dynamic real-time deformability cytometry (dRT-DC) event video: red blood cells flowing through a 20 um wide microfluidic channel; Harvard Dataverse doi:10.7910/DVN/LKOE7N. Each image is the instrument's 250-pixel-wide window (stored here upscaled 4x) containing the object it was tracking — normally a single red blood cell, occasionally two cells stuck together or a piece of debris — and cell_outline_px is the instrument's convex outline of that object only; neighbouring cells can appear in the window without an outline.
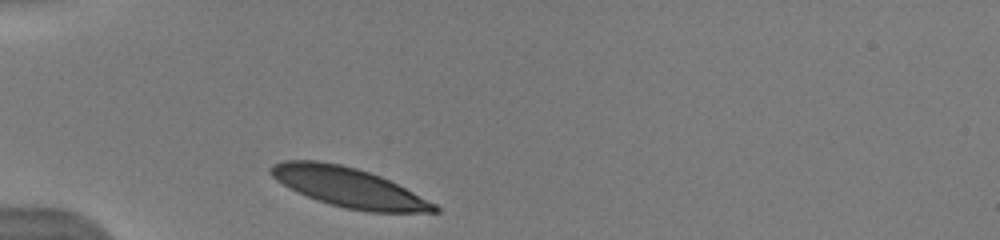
{"species": "human", "species_latin": "Homo sapiens", "temperature_condition": "warm", "stored_images_in_passage": 35, "camera_frame_rate_fps": 3000, "um_per_image_px": 0.085, "donor": {"sex": "male"}, "frame": {"image": 1, "passage_image": 1, "time_ms": 0.0, "image_size_px": [1000, 240], "cell_outline_px": [[440, 212], [368, 212], [344, 208], [316, 200], [276, 180], [268, 172], [268, 168], [272, 164], [284, 160], [316, 160], [340, 164], [356, 168], [380, 176], [436, 204], [440, 208]], "centroid_in_image_um": [29.61, 15.92], "position_along_channel_um": 55.4, "area_um2": 37.28}, "authors_computed_cell_mechanics": {"area_um2": 37.8012, "velocity_mm_per_s": 3.9509, "shape_relaxation_time_tau1_ms": 0.8773, "shape_relaxation_time_tau2_ms": null, "deformation_change_tau1": 0.0618, "deformation_change_tau2": null}}